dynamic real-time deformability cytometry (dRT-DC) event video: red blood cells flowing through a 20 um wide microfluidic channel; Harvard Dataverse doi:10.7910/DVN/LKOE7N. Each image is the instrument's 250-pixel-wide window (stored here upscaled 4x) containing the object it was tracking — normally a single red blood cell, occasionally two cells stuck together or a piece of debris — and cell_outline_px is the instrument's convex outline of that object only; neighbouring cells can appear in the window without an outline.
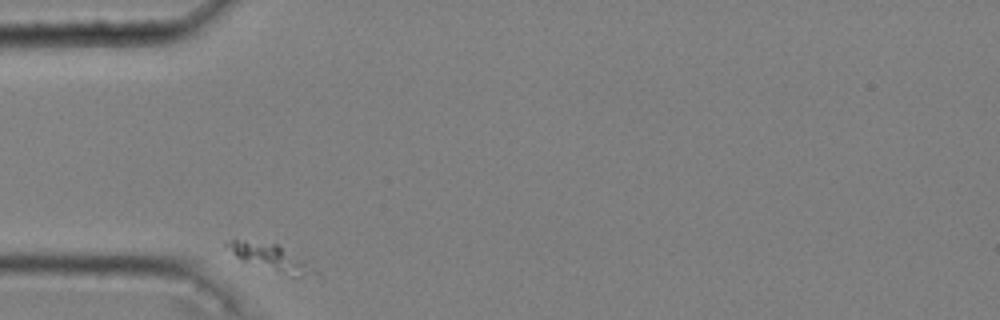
{"species": "common noctule bat (a hibernating species)", "species_latin": "Nyctalus noctula", "temperature_condition": "cold", "stored_images_in_passage": 35, "camera_frame_rate_fps": 3000, "um_per_image_px": 0.085, "animal": {"sex": "male", "body_mass_g": 20.4}, "frame": {"image": 1, "passage_image": 1, "time_ms": 0.0, "image_size_px": [1000, 320], "cell_outline_px": [[320, 280], [292, 276], [240, 260], [224, 244], [228, 240], [244, 240], [276, 244], [308, 260], [316, 272]], "centroid_in_image_um": [23.15, 21.94], "position_along_channel_um": 61.8, "area_um2": 13.76}}
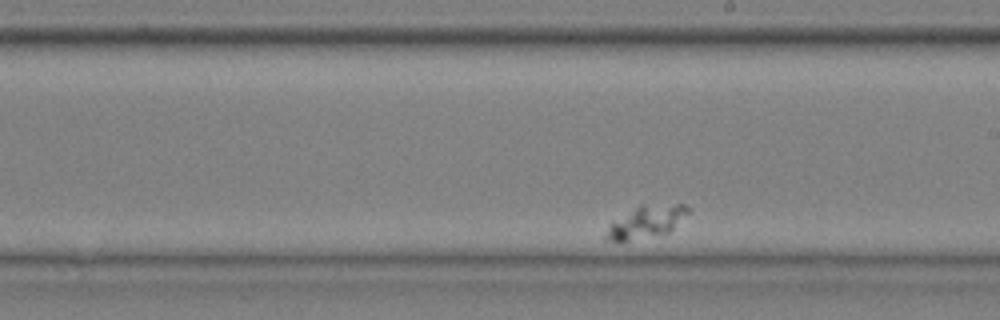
{"frame": {"image": 2, "passage_image": 20, "time_ms": 6.333, "image_size_px": [1000, 320], "cell_outline_px": [[692, 212], [668, 232], [628, 240], [604, 240], [604, 236], [608, 228], [612, 224], [636, 208], [676, 204], [684, 204], [692, 208]], "centroid_in_image_um": [55.04, 18.87], "position_along_channel_um": 234.0, "area_um2": 14.39}}
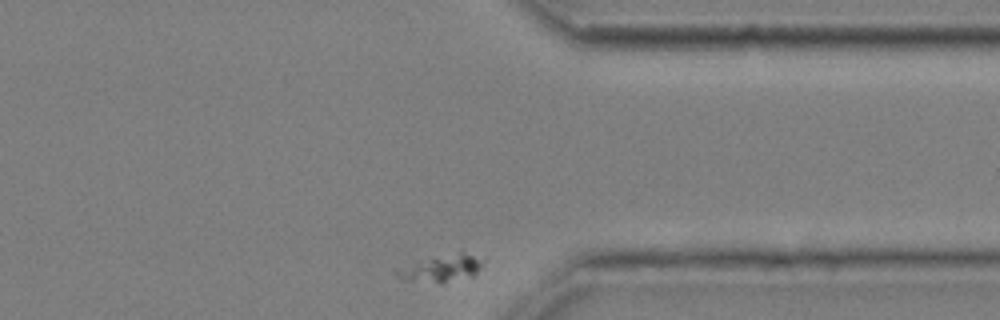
{"frame": {"image": 3, "passage_image": 35, "time_ms": 11.333, "image_size_px": [1000, 320], "cell_outline_px": [[484, 264], [472, 276], [440, 284], [400, 280], [396, 276], [396, 272], [432, 260], [460, 252], [484, 260]], "centroid_in_image_um": [37.63, 22.9], "position_along_channel_um": 373.8, "area_um2": 12.31}}